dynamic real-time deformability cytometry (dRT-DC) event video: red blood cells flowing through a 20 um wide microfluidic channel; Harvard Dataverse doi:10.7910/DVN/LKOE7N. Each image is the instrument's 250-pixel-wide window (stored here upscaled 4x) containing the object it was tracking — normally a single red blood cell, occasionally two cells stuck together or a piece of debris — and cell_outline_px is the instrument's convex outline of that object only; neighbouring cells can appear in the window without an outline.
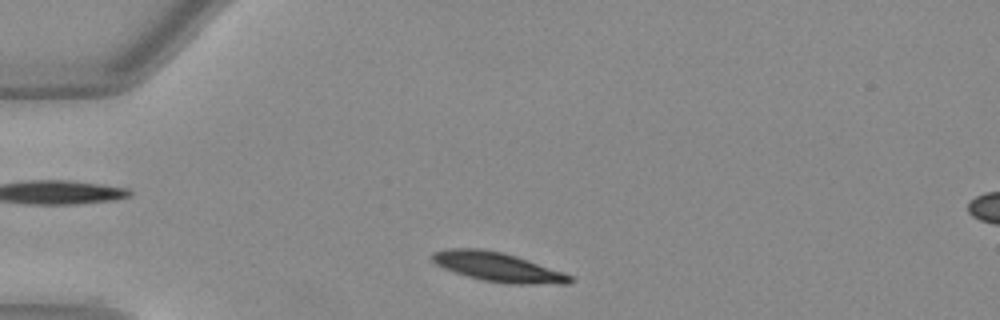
{"species": "Egyptian fruit bat (a non-hibernating species)", "species_latin": "Rousettus aegyptiacus", "temperature_condition": "warm", "stored_images_in_passage": 35, "camera_frame_rate_fps": 3000, "um_per_image_px": 0.085, "animal": {"sex": "female"}, "frame": {"image": 1, "passage_image": 3, "time_ms": 0.667, "image_size_px": [1000, 320], "cell_outline_px": [[572, 280], [568, 284], [508, 284], [484, 280], [468, 276], [444, 268], [436, 264], [432, 260], [432, 256], [436, 252], [448, 248], [480, 248], [500, 252], [516, 256], [572, 276]], "centroid_in_image_um": [42.3, 22.7], "position_along_channel_um": 42.7, "area_um2": 22.95}}
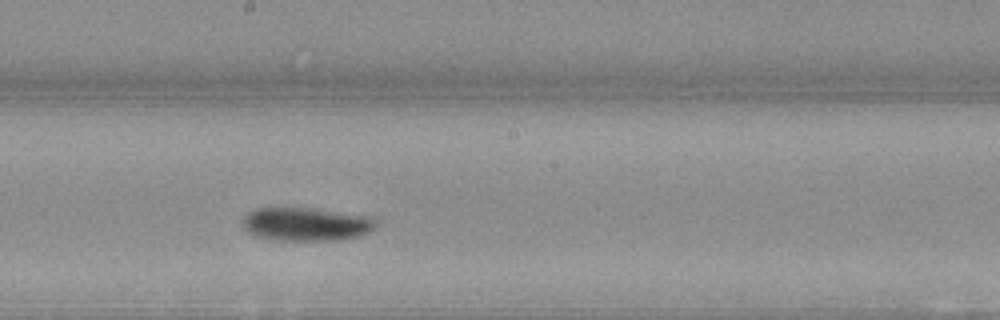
{"frame": {"image": 2, "passage_image": 19, "time_ms": 6.0, "image_size_px": [1000, 320], "cell_outline_px": [[376, 224], [368, 232], [360, 236], [340, 240], [272, 240], [256, 236], [244, 224], [244, 220], [248, 212], [256, 208], [312, 208], [368, 216]], "centroid_in_image_um": [26.03, 19.06], "position_along_channel_um": 222.2, "area_um2": 25.43}}
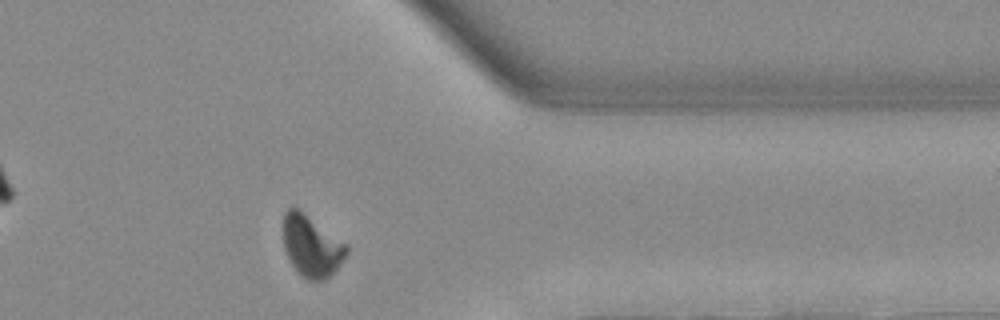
{"frame": {"image": 3, "passage_image": 32, "time_ms": 10.333, "image_size_px": [1000, 320], "cell_outline_px": [[348, 252], [344, 260], [324, 280], [308, 280], [300, 276], [296, 272], [288, 260], [284, 248], [284, 212], [288, 208], [296, 208], [348, 244]], "centroid_in_image_um": [26.47, 20.95], "position_along_channel_um": 384.9, "area_um2": 22.48}, "authors_computed_cell_mechanics": {"area_um2": 24.4494, "velocity_mm_per_s": 3.9793, "shape_relaxation_time_tau1_ms": 2.9324, "shape_relaxation_time_tau2_ms": null, "deformation_change_tau1": 0.1569, "deformation_change_tau2": null}}